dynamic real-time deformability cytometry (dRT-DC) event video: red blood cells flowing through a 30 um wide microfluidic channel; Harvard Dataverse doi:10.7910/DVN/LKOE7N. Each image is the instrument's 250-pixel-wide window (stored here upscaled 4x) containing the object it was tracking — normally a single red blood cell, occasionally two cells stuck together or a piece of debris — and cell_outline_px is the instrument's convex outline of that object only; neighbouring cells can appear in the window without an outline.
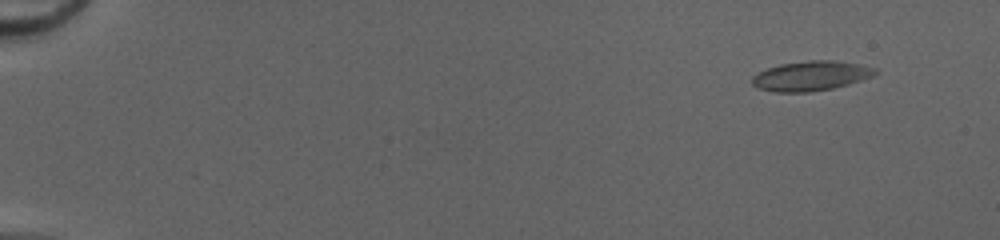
{"species": "common noctule bat (a hibernating species)", "species_latin": "Nyctalus noctula", "temperature_condition": "cold", "stored_images_in_passage": 52, "camera_frame_rate_fps": 3000, "um_per_image_px": 0.085, "animal": {"sex": "female", "body_mass_g": 20.0, "forearm_length_mm": 54.0}, "frame": {"image": 1, "passage_image": 5, "time_ms": 1.333, "image_size_px": [1000, 240], "cell_outline_px": [[880, 72], [872, 76], [848, 84], [832, 88], [808, 92], [776, 92], [756, 88], [752, 84], [752, 76], [768, 68], [780, 64], [808, 60], [836, 60], [876, 68]], "centroid_in_image_um": [68.92, 6.45], "position_along_channel_um": 16.1, "area_um2": 21.21}}
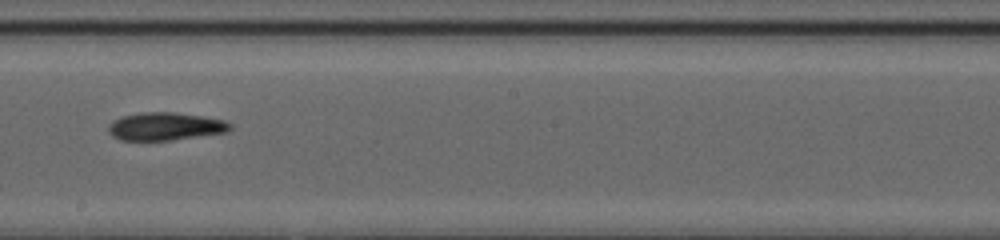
{"frame": {"image": 2, "passage_image": 32, "time_ms": 10.333, "image_size_px": [1000, 240], "cell_outline_px": [[232, 128], [228, 132], [172, 140], [120, 140], [112, 136], [108, 132], [108, 124], [112, 120], [120, 116], [144, 112], [176, 112], [204, 116], [224, 120], [232, 124]], "centroid_in_image_um": [14.04, 10.74], "position_along_channel_um": 234.2, "area_um2": 20.06}}
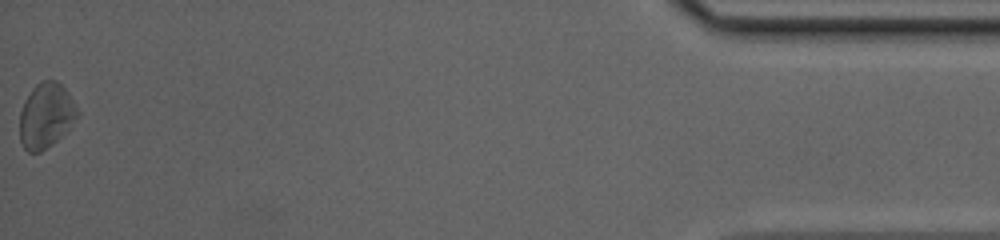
{"frame": {"image": 3, "passage_image": 52, "time_ms": 17.0, "image_size_px": [1000, 240], "cell_outline_px": [[80, 116], [52, 144], [40, 152], [28, 152], [24, 148], [20, 140], [20, 112], [24, 100], [32, 88], [36, 84], [44, 80], [56, 80], [68, 92], [80, 112]], "centroid_in_image_um": [3.91, 9.81], "position_along_channel_um": 431.3, "area_um2": 21.85}, "authors_computed_cell_mechanics": {"area_um2": 20.1722, "velocity_mm_per_s": 4.1793, "shape_relaxation_time_tau1_ms": null, "shape_relaxation_time_tau2_ms": 6.9234, "deformation_change_tau1": null, "deformation_change_tau2": 0.1817}}